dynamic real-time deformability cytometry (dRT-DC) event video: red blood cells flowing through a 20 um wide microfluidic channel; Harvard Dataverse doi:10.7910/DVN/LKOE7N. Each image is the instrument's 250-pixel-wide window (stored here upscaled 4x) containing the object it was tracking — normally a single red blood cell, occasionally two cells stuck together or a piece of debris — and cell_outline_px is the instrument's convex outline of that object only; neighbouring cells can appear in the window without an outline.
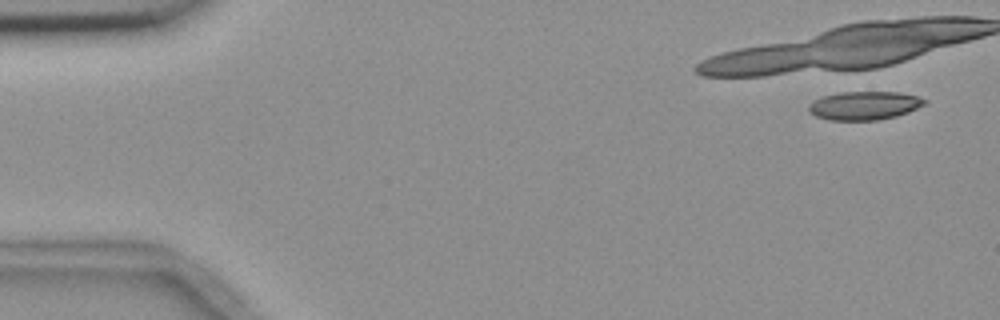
{"species": "common noctule bat (a hibernating species)", "species_latin": "Nyctalus noctula", "temperature_condition": "room temperature", "stored_images_in_passage": 6, "camera_frame_rate_fps": 3000, "um_per_image_px": 0.085, "animal": {"sex": "female", "body_mass_g": 18.4}, "frame": {"image": 1, "passage_image": 1, "time_ms": 0.0, "image_size_px": [1000, 320], "cell_outline_px": [[928, 104], [908, 112], [896, 116], [876, 120], [828, 120], [816, 116], [808, 108], [808, 104], [824, 96], [840, 92], [896, 92], [916, 96], [928, 100]], "centroid_in_image_um": [73.51, 8.97], "position_along_channel_um": 11.5, "area_um2": 19.13}}
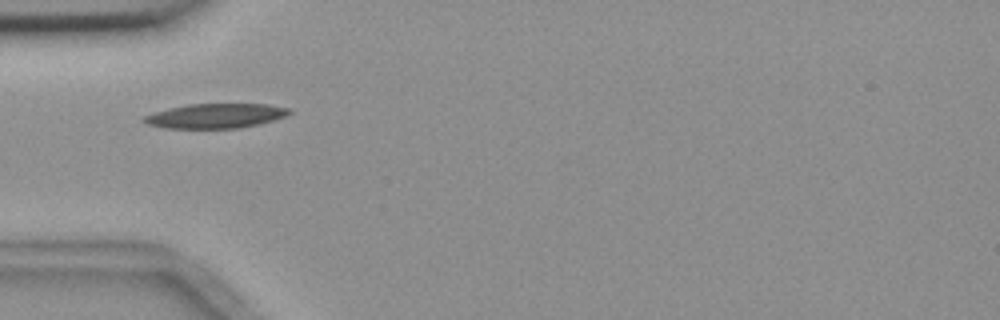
{"frame": {"image": 2, "passage_image": 6, "time_ms": 6.0, "image_size_px": [1000, 320], "cell_outline_px": [[292, 112], [288, 116], [256, 124], [236, 128], [164, 128], [148, 124], [140, 120], [144, 116], [168, 108], [188, 104], [268, 104], [288, 108]], "centroid_in_image_um": [18.31, 9.84], "position_along_channel_um": 66.7, "area_um2": 20.69}}